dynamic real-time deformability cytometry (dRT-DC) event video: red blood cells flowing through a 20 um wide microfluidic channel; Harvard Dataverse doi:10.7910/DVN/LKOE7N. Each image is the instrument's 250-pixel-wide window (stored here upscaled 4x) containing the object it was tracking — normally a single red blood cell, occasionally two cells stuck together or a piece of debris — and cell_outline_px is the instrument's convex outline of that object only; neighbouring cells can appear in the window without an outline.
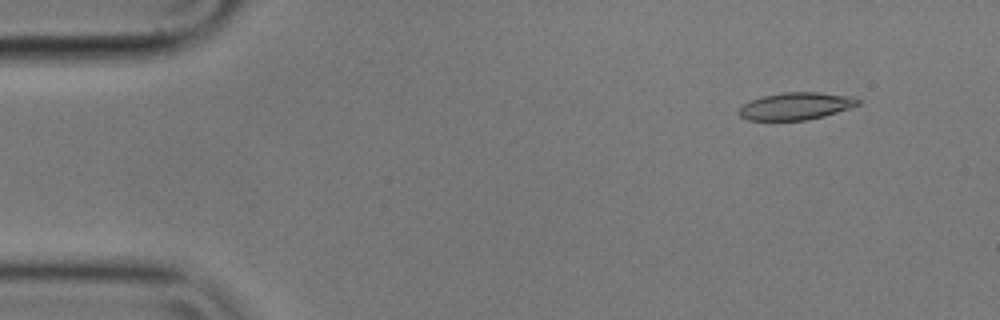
{"species": "common noctule bat (a hibernating species)", "species_latin": "Nyctalus noctula", "temperature_condition": "cold", "stored_images_in_passage": 51, "camera_frame_rate_fps": 3000, "um_per_image_px": 0.085, "animal": {"sex": "male", "body_mass_g": 17.9}, "frame": {"image": 1, "passage_image": 1, "time_ms": 0.0, "image_size_px": [1000, 320], "cell_outline_px": [[860, 104], [824, 116], [808, 120], [748, 120], [740, 116], [736, 112], [744, 104], [752, 100], [764, 96], [784, 92], [816, 92], [852, 96], [860, 100]], "centroid_in_image_um": [67.64, 9.02], "position_along_channel_um": 17.4, "area_um2": 18.79}}
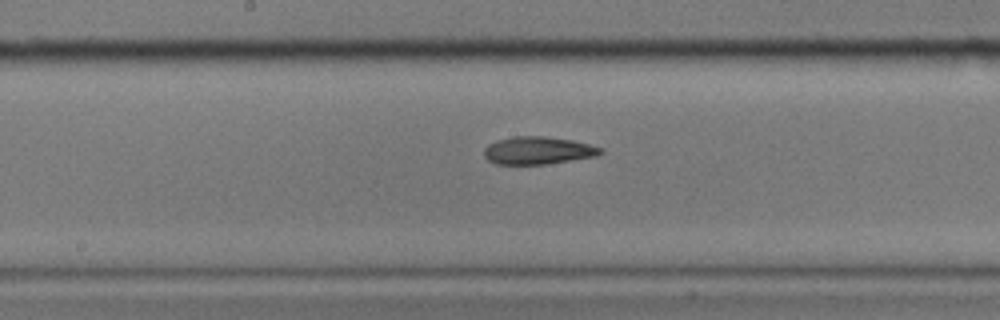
{"frame": {"image": 2, "passage_image": 24, "time_ms": 7.667, "image_size_px": [1000, 320], "cell_outline_px": [[604, 152], [596, 156], [544, 164], [496, 164], [488, 160], [484, 156], [484, 148], [488, 144], [496, 140], [512, 136], [544, 136], [572, 140], [604, 148]], "centroid_in_image_um": [45.71, 12.78], "position_along_channel_um": 202.5, "area_um2": 18.79}}
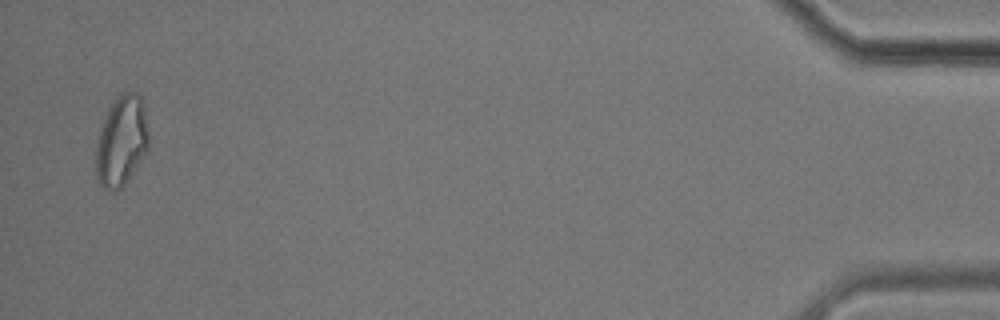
{"frame": {"image": 3, "passage_image": 50, "time_ms": 16.333, "image_size_px": [1000, 320], "cell_outline_px": [[148, 148], [124, 184], [120, 188], [112, 192], [104, 188], [100, 184], [96, 176], [96, 144], [100, 128], [108, 108], [116, 96], [120, 92], [136, 92], [140, 96], [144, 108], [148, 132]], "centroid_in_image_um": [10.3, 11.95], "position_along_channel_um": 424.9, "area_um2": 27.57}, "authors_computed_cell_mechanics": {"area_um2": 19.5364, "velocity_mm_per_s": 3.5536, "shape_relaxation_time_tau1_ms": 5.1524, "shape_relaxation_time_tau2_ms": 7.1187, "deformation_change_tau1": 0.1504, "deformation_change_tau2": 0.1374}}